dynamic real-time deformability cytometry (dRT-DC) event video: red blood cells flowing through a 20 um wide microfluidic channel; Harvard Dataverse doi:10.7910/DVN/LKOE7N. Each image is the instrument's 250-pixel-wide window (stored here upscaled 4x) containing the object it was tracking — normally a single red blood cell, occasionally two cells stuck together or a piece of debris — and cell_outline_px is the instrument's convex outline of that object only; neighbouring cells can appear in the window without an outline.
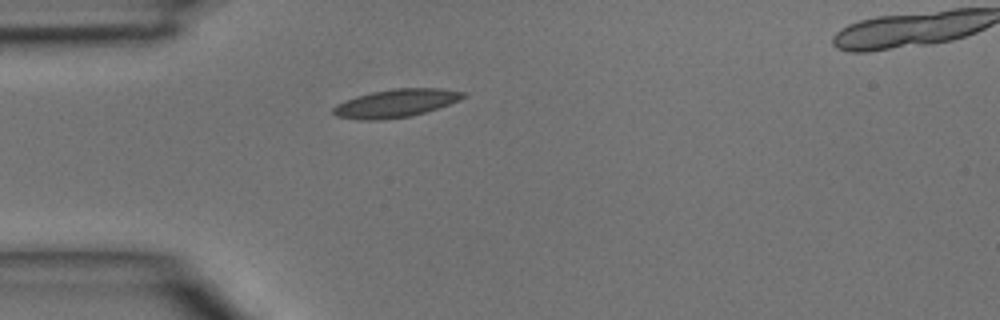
{"species": "common noctule bat (a hibernating species)", "species_latin": "Nyctalus noctula", "temperature_condition": "room temperature", "stored_images_in_passage": 2, "camera_frame_rate_fps": 3000, "um_per_image_px": 0.085, "animal": {"sex": "male", "body_mass_g": 15.6}, "frame": {"image": 1, "passage_image": 1, "time_ms": 0.0, "image_size_px": [1000, 320], "cell_outline_px": [[468, 96], [460, 100], [412, 116], [380, 120], [356, 120], [336, 116], [332, 112], [332, 108], [336, 104], [344, 100], [356, 96], [372, 92], [392, 88], [444, 88], [468, 92]], "centroid_in_image_um": [33.65, 8.77], "position_along_channel_um": 51.3, "area_um2": 21.56}}